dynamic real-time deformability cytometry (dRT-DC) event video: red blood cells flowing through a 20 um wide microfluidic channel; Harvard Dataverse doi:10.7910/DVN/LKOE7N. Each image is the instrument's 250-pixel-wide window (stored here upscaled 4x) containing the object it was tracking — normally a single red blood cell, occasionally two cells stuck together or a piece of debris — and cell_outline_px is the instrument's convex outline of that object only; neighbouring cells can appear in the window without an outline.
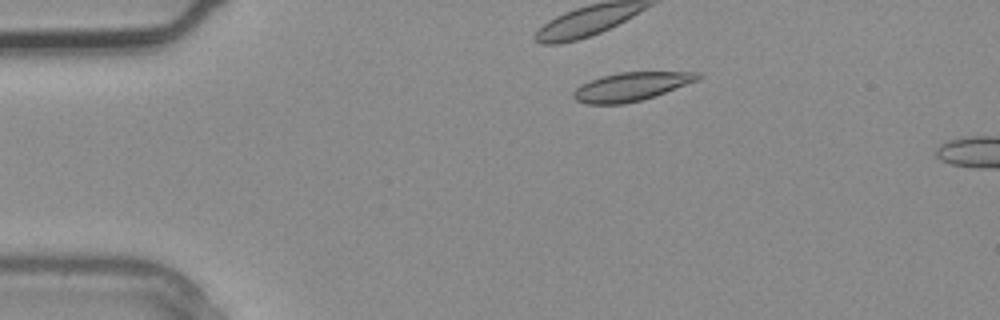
{"species": "common noctule bat (a hibernating species)", "species_latin": "Nyctalus noctula", "temperature_condition": "warm", "stored_images_in_passage": 4, "camera_frame_rate_fps": 3000, "um_per_image_px": 0.085, "animal": {"sex": "male", "body_mass_g": 20.4}, "frame": {"image": 1, "passage_image": 2, "time_ms": 0.333, "image_size_px": [1000, 320], "cell_outline_px": [[704, 76], [700, 80], [656, 96], [624, 104], [584, 104], [576, 100], [572, 96], [572, 92], [580, 84], [600, 76], [620, 72], [700, 72]], "centroid_in_image_um": [53.67, 7.36], "position_along_channel_um": 31.3, "area_um2": 21.04}}